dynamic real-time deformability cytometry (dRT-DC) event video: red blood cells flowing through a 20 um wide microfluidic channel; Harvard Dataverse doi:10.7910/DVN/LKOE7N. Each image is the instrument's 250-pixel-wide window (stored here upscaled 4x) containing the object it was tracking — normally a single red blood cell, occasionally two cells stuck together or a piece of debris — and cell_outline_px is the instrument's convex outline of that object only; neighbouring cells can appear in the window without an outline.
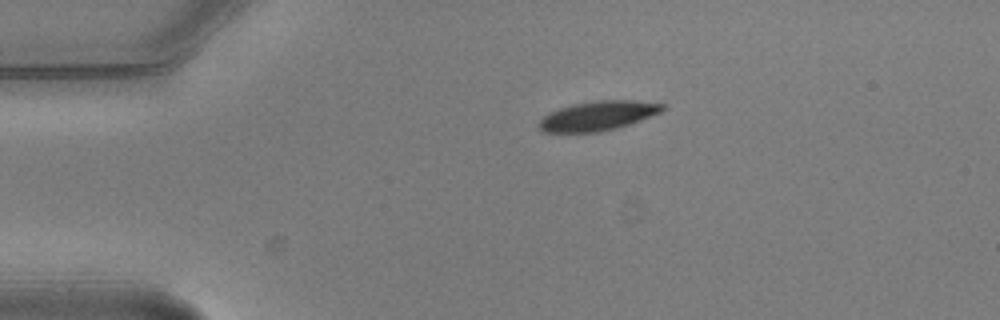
{"species": "common noctule bat (a hibernating species)", "species_latin": "Nyctalus noctula", "temperature_condition": "warm", "stored_images_in_passage": 3, "camera_frame_rate_fps": 3000, "um_per_image_px": 0.085, "animal": {"sex": "male", "body_mass_g": 20.5, "forearm_length_mm": 52.5}, "frame": {"image": 1, "passage_image": 1, "time_ms": 0.0, "image_size_px": [1000, 320], "cell_outline_px": [[664, 108], [660, 112], [640, 120], [616, 128], [600, 132], [544, 132], [536, 124], [548, 112], [572, 104], [596, 100], [632, 100], [664, 104]], "centroid_in_image_um": [50.78, 9.84], "position_along_channel_um": 34.2, "area_um2": 21.04}}
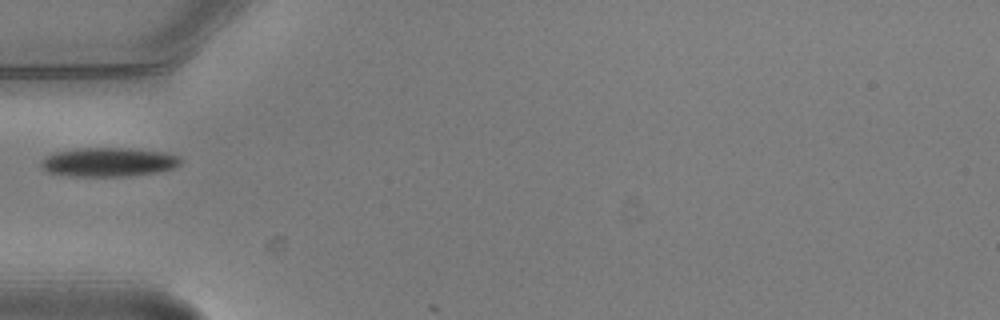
{"frame": {"image": 2, "passage_image": 3, "time_ms": 0.667, "image_size_px": [1000, 320], "cell_outline_px": [[184, 160], [180, 164], [172, 168], [156, 172], [128, 176], [68, 176], [48, 172], [40, 168], [40, 160], [44, 156], [56, 152], [80, 148], [124, 148], [164, 152], [180, 156]], "centroid_in_image_um": [9.19, 13.78], "position_along_channel_um": 75.8, "area_um2": 23.7}}